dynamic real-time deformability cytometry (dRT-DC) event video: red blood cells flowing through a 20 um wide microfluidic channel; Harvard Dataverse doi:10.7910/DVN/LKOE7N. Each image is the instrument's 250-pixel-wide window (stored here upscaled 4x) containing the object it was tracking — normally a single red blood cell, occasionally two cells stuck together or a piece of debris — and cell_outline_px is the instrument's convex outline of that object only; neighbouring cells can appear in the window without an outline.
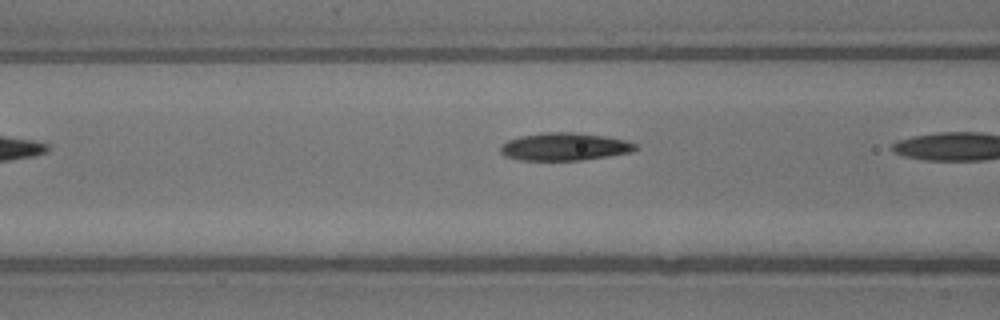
{"species": "common noctule bat (a hibernating species)", "species_latin": "Nyctalus noctula", "temperature_condition": "warm", "stored_images_in_passage": 6, "camera_frame_rate_fps": 3000, "um_per_image_px": 0.085, "animal": {"sex": "male", "body_mass_g": 13.3}, "frame": {"image": 1, "passage_image": 5, "time_ms": 1.333, "image_size_px": [1000, 320], "cell_outline_px": [[640, 148], [632, 152], [608, 156], [580, 160], [520, 160], [504, 156], [500, 152], [500, 148], [508, 140], [520, 136], [544, 132], [576, 132], [604, 136], [624, 140], [636, 144]], "centroid_in_image_um": [48.0, 12.47], "position_along_channel_um": 118.6, "area_um2": 21.79}}